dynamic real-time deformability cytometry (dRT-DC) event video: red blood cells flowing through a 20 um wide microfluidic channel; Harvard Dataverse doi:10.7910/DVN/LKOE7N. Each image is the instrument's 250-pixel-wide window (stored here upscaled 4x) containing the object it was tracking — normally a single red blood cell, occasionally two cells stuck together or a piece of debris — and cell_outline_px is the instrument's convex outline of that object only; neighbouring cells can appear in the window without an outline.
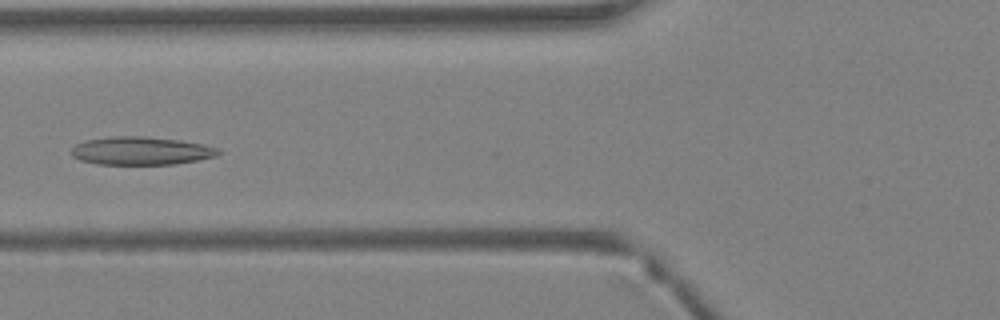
{"species": "Egyptian fruit bat (a non-hibernating species)", "species_latin": "Rousettus aegyptiacus", "temperature_condition": "warm", "stored_images_in_passage": 28, "camera_frame_rate_fps": 3000, "um_per_image_px": 0.085, "animal": {"sex": "female"}, "frame": {"image": 1, "passage_image": 4, "time_ms": 1.0, "image_size_px": [1000, 320], "cell_outline_px": [[224, 152], [216, 156], [176, 164], [96, 164], [80, 160], [72, 156], [72, 148], [76, 144], [84, 140], [112, 136], [144, 136], [180, 140], [204, 144], [216, 148]], "centroid_in_image_um": [11.99, 12.81], "position_along_channel_um": 113.8, "area_um2": 24.16}}
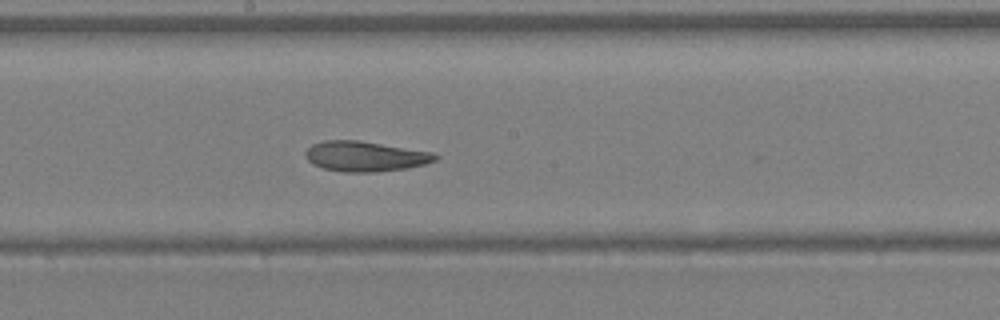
{"frame": {"image": 2, "passage_image": 10, "time_ms": 3.0, "image_size_px": [1000, 320], "cell_outline_px": [[440, 156], [436, 160], [424, 164], [408, 168], [376, 172], [344, 172], [324, 168], [312, 164], [304, 156], [304, 152], [312, 144], [324, 140], [356, 140], [432, 152]], "centroid_in_image_um": [31.02, 13.29], "position_along_channel_um": 217.2, "area_um2": 22.77}}
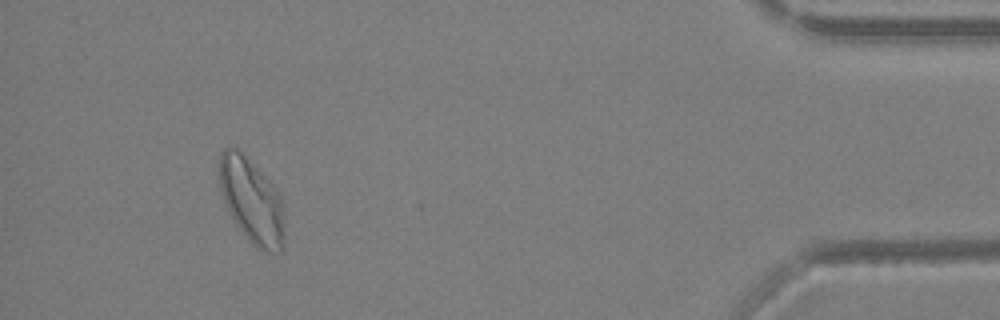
{"frame": {"image": 3, "passage_image": 25, "time_ms": 8.0, "image_size_px": [1000, 320], "cell_outline_px": [[284, 248], [280, 252], [268, 252], [256, 248], [244, 236], [228, 212], [220, 188], [220, 152], [224, 148], [240, 148], [272, 184], [280, 196], [284, 204]], "centroid_in_image_um": [21.42, 17.09], "position_along_channel_um": 413.8, "area_um2": 32.6}}